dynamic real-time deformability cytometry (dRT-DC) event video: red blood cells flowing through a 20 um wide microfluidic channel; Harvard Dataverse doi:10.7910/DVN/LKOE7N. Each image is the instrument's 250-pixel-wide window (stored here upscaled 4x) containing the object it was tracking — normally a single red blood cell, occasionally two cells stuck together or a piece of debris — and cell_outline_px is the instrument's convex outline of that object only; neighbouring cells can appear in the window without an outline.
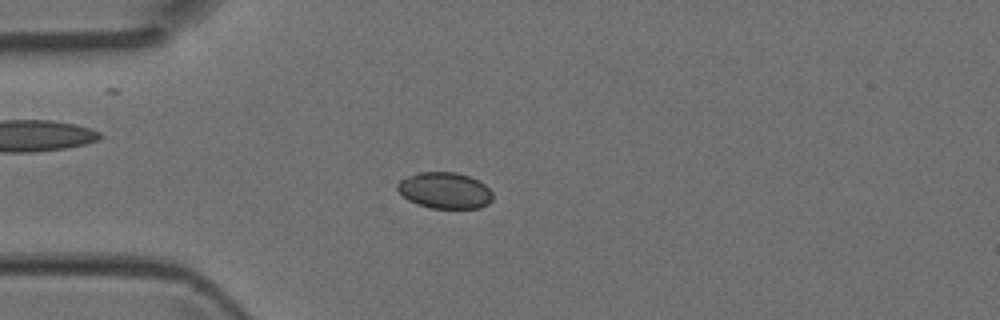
{"species": "Egyptian fruit bat (a non-hibernating species)", "species_latin": "Rousettus aegyptiacus", "temperature_condition": "room temperature", "stored_images_in_passage": 1, "camera_frame_rate_fps": 3000, "um_per_image_px": 0.085, "animal": {"sex": "female"}, "frame": {"image": 1, "passage_image": 1, "time_ms": 0.0, "image_size_px": [1000, 320], "cell_outline_px": [[492, 200], [488, 204], [480, 208], [432, 208], [416, 204], [408, 200], [396, 188], [396, 184], [400, 180], [416, 172], [456, 172], [468, 176], [484, 184], [492, 192]], "centroid_in_image_um": [37.79, 16.19], "position_along_channel_um": 47.2, "area_um2": 20.11}}